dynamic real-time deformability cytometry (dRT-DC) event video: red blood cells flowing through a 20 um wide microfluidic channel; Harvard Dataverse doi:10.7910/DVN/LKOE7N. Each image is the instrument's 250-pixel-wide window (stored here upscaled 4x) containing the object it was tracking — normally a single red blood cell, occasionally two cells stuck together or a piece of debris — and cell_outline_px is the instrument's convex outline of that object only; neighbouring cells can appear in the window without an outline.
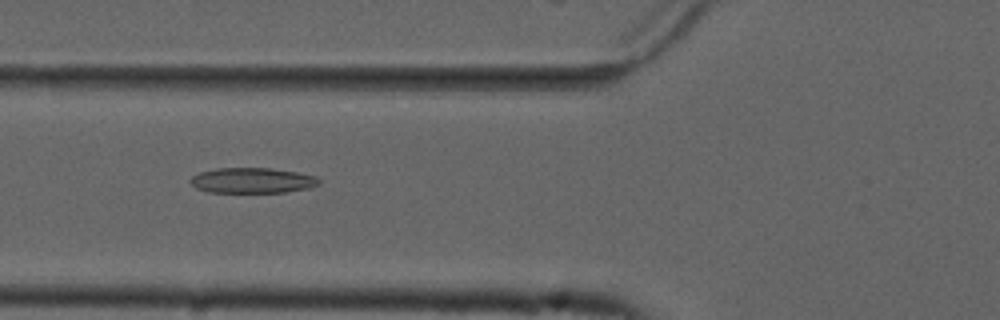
{"species": "common noctule bat (a hibernating species)", "species_latin": "Nyctalus noctula", "temperature_condition": "cold", "stored_images_in_passage": 41, "camera_frame_rate_fps": 3000, "um_per_image_px": 0.085, "animal": {"sex": "male", "forearm_length_mm": 52.5}, "frame": {"image": 1, "passage_image": 11, "time_ms": 3.333, "image_size_px": [1000, 320], "cell_outline_px": [[320, 184], [312, 188], [284, 192], [208, 192], [196, 188], [188, 180], [192, 176], [200, 172], [216, 168], [272, 168], [296, 172], [316, 176], [320, 180]], "centroid_in_image_um": [21.46, 15.34], "position_along_channel_um": 104.3, "area_um2": 19.13}}
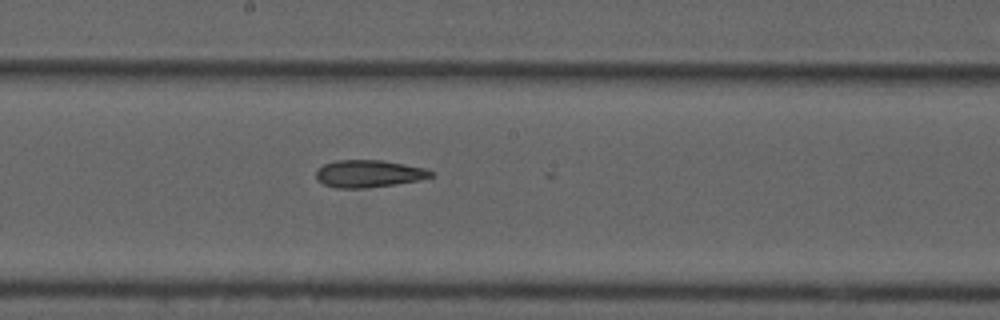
{"frame": {"image": 2, "passage_image": 20, "time_ms": 6.333, "image_size_px": [1000, 320], "cell_outline_px": [[436, 172], [432, 176], [420, 180], [364, 188], [336, 188], [324, 184], [316, 180], [316, 172], [324, 164], [336, 160], [384, 160], [428, 168]], "centroid_in_image_um": [31.38, 14.75], "position_along_channel_um": 216.8, "area_um2": 18.38}}
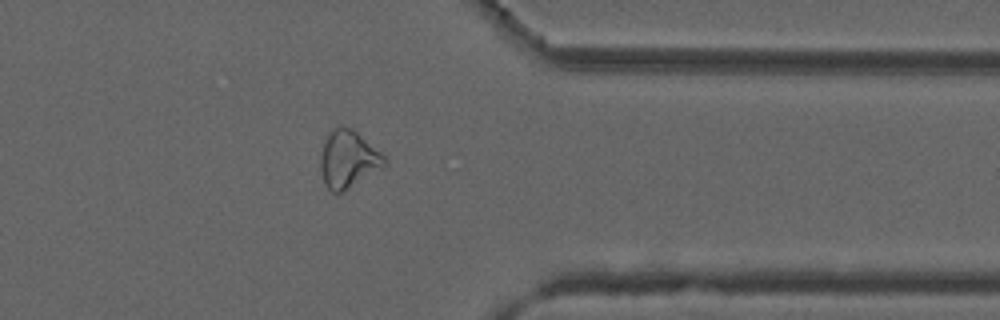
{"frame": {"image": 3, "passage_image": 34, "time_ms": 11.0, "image_size_px": [1000, 320], "cell_outline_px": [[388, 164], [348, 188], [340, 192], [332, 192], [324, 184], [320, 168], [320, 156], [324, 140], [328, 132], [332, 128], [352, 128], [380, 152], [388, 160]], "centroid_in_image_um": [29.57, 13.53], "position_along_channel_um": 381.8, "area_um2": 21.1}}